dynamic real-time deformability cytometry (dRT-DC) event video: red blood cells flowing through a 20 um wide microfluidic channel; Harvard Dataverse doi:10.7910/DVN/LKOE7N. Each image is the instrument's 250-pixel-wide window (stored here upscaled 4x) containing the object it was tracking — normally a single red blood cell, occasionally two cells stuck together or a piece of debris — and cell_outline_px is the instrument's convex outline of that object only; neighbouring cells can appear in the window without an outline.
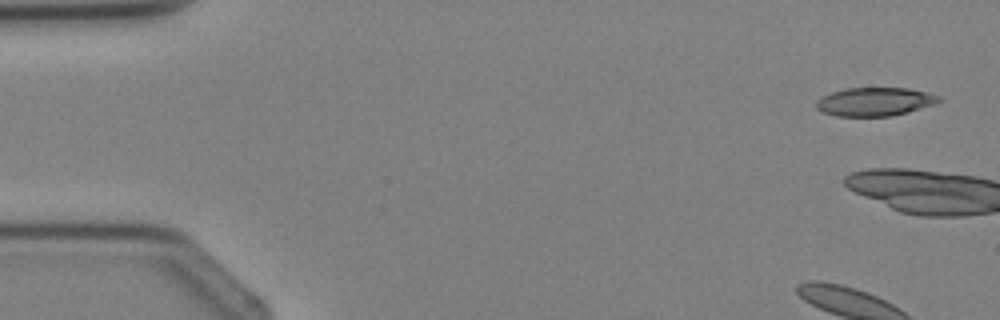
{"species": "Egyptian fruit bat (a non-hibernating species)", "species_latin": "Rousettus aegyptiacus", "temperature_condition": "cold", "stored_images_in_passage": 5, "camera_frame_rate_fps": 3000, "um_per_image_px": 0.085, "animal": {"sex": "female"}, "frame": {"image": 1, "passage_image": 1, "time_ms": 0.0, "image_size_px": [1000, 320], "cell_outline_px": [[944, 100], [908, 112], [892, 116], [836, 116], [820, 112], [816, 108], [816, 100], [820, 96], [844, 88], [908, 88], [940, 96]], "centroid_in_image_um": [74.3, 8.64], "position_along_channel_um": 10.7, "area_um2": 20.46}}